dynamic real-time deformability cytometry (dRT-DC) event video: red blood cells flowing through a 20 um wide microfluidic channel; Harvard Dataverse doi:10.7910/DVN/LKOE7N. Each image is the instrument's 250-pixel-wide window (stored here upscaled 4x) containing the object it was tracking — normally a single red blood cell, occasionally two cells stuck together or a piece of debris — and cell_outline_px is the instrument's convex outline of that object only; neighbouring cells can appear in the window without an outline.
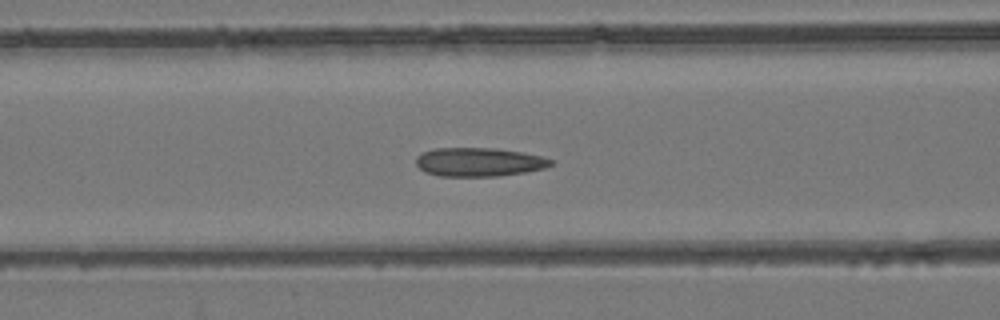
{"species": "common noctule bat (a hibernating species)", "species_latin": "Nyctalus noctula", "temperature_condition": "room temperature", "stored_images_in_passage": 53, "camera_frame_rate_fps": 3000, "um_per_image_px": 0.085, "animal": {"sex": "female", "body_mass_g": 24.6, "forearm_length_mm": 56.2}, "frame": {"image": 1, "passage_image": 22, "time_ms": 7.0, "image_size_px": [1000, 320], "cell_outline_px": [[556, 164], [544, 168], [524, 172], [496, 176], [440, 176], [424, 172], [416, 164], [416, 156], [432, 148], [496, 148], [524, 152], [556, 160]], "centroid_in_image_um": [40.74, 13.76], "position_along_channel_um": 125.9, "area_um2": 22.77}}
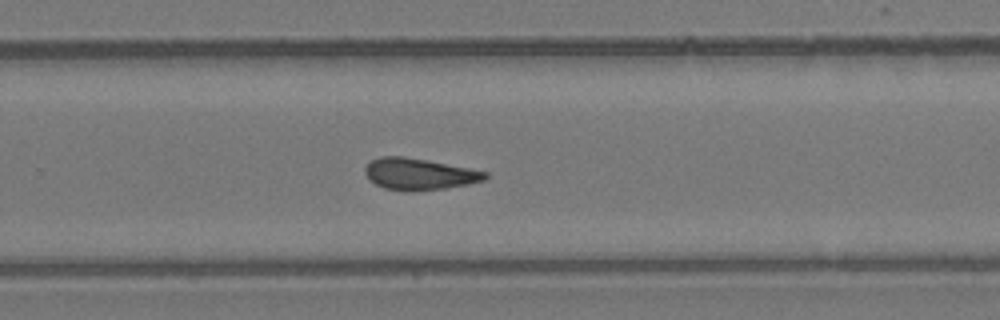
{"frame": {"image": 2, "passage_image": 35, "time_ms": 11.333, "image_size_px": [1000, 320], "cell_outline_px": [[488, 176], [484, 180], [468, 184], [444, 188], [408, 192], [384, 188], [368, 180], [364, 172], [364, 168], [372, 160], [380, 156], [404, 156], [428, 160], [488, 172]], "centroid_in_image_um": [35.59, 14.79], "position_along_channel_um": 294.2, "area_um2": 22.14}}
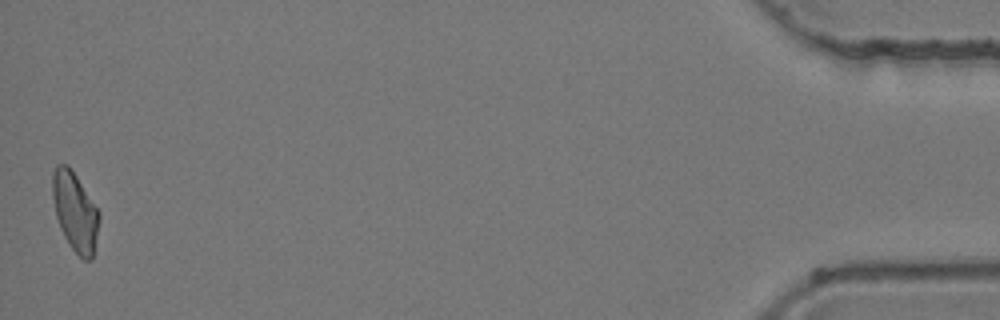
{"frame": {"image": 3, "passage_image": 53, "time_ms": 17.333, "image_size_px": [1000, 320], "cell_outline_px": [[100, 220], [92, 260], [84, 260], [68, 244], [60, 228], [56, 216], [52, 196], [52, 172], [56, 164], [68, 164], [100, 212]], "centroid_in_image_um": [6.37, 17.98], "position_along_channel_um": 428.8, "area_um2": 21.5}, "authors_computed_cell_mechanics": {"area_um2": 22.3108, "velocity_mm_per_s": 3.8902, "shape_relaxation_time_tau1_ms": null, "shape_relaxation_time_tau2_ms": 6.1016, "deformation_change_tau1": null, "deformation_change_tau2": 0.1016}}